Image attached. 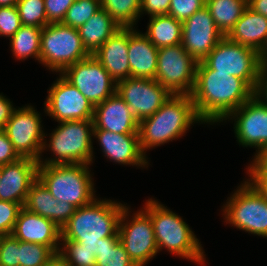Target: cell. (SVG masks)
Returning <instances> with one entry per match:
<instances>
[{
  "label": "cell",
  "instance_id": "cell-1",
  "mask_svg": "<svg viewBox=\"0 0 267 266\" xmlns=\"http://www.w3.org/2000/svg\"><path fill=\"white\" fill-rule=\"evenodd\" d=\"M253 96L254 90L244 80L215 72L203 60L197 62L191 98L202 123L225 120Z\"/></svg>",
  "mask_w": 267,
  "mask_h": 266
},
{
  "label": "cell",
  "instance_id": "cell-2",
  "mask_svg": "<svg viewBox=\"0 0 267 266\" xmlns=\"http://www.w3.org/2000/svg\"><path fill=\"white\" fill-rule=\"evenodd\" d=\"M125 205L112 200L94 199L76 208L74 214L61 228L62 241H78L82 247L100 251L102 238L119 237L118 226Z\"/></svg>",
  "mask_w": 267,
  "mask_h": 266
},
{
  "label": "cell",
  "instance_id": "cell-3",
  "mask_svg": "<svg viewBox=\"0 0 267 266\" xmlns=\"http://www.w3.org/2000/svg\"><path fill=\"white\" fill-rule=\"evenodd\" d=\"M199 118L191 95H171L153 115L139 122L140 147L146 149L182 137Z\"/></svg>",
  "mask_w": 267,
  "mask_h": 266
},
{
  "label": "cell",
  "instance_id": "cell-4",
  "mask_svg": "<svg viewBox=\"0 0 267 266\" xmlns=\"http://www.w3.org/2000/svg\"><path fill=\"white\" fill-rule=\"evenodd\" d=\"M145 212L150 216L158 251L166 248L172 254L203 264L204 252L199 240L184 220L156 200L149 199Z\"/></svg>",
  "mask_w": 267,
  "mask_h": 266
},
{
  "label": "cell",
  "instance_id": "cell-5",
  "mask_svg": "<svg viewBox=\"0 0 267 266\" xmlns=\"http://www.w3.org/2000/svg\"><path fill=\"white\" fill-rule=\"evenodd\" d=\"M88 169V164H39L38 179L58 201L79 208L96 199Z\"/></svg>",
  "mask_w": 267,
  "mask_h": 266
},
{
  "label": "cell",
  "instance_id": "cell-6",
  "mask_svg": "<svg viewBox=\"0 0 267 266\" xmlns=\"http://www.w3.org/2000/svg\"><path fill=\"white\" fill-rule=\"evenodd\" d=\"M51 133L48 148L55 158L38 161L39 164H88L93 161V120L60 122Z\"/></svg>",
  "mask_w": 267,
  "mask_h": 266
},
{
  "label": "cell",
  "instance_id": "cell-7",
  "mask_svg": "<svg viewBox=\"0 0 267 266\" xmlns=\"http://www.w3.org/2000/svg\"><path fill=\"white\" fill-rule=\"evenodd\" d=\"M89 56L78 29L62 23L48 24L42 28L40 63L49 70L61 74L67 67Z\"/></svg>",
  "mask_w": 267,
  "mask_h": 266
},
{
  "label": "cell",
  "instance_id": "cell-8",
  "mask_svg": "<svg viewBox=\"0 0 267 266\" xmlns=\"http://www.w3.org/2000/svg\"><path fill=\"white\" fill-rule=\"evenodd\" d=\"M203 61L215 72L238 77L255 90L262 63L254 49L224 36Z\"/></svg>",
  "mask_w": 267,
  "mask_h": 266
},
{
  "label": "cell",
  "instance_id": "cell-9",
  "mask_svg": "<svg viewBox=\"0 0 267 266\" xmlns=\"http://www.w3.org/2000/svg\"><path fill=\"white\" fill-rule=\"evenodd\" d=\"M224 206L227 223L240 230L267 237V200L248 183H242Z\"/></svg>",
  "mask_w": 267,
  "mask_h": 266
},
{
  "label": "cell",
  "instance_id": "cell-10",
  "mask_svg": "<svg viewBox=\"0 0 267 266\" xmlns=\"http://www.w3.org/2000/svg\"><path fill=\"white\" fill-rule=\"evenodd\" d=\"M197 61L179 44L158 49L155 80L172 95H191Z\"/></svg>",
  "mask_w": 267,
  "mask_h": 266
},
{
  "label": "cell",
  "instance_id": "cell-11",
  "mask_svg": "<svg viewBox=\"0 0 267 266\" xmlns=\"http://www.w3.org/2000/svg\"><path fill=\"white\" fill-rule=\"evenodd\" d=\"M32 106L14 109L3 131L21 158L41 161V153L47 149L40 114ZM46 148V149H45Z\"/></svg>",
  "mask_w": 267,
  "mask_h": 266
},
{
  "label": "cell",
  "instance_id": "cell-12",
  "mask_svg": "<svg viewBox=\"0 0 267 266\" xmlns=\"http://www.w3.org/2000/svg\"><path fill=\"white\" fill-rule=\"evenodd\" d=\"M61 75L94 106L116 93L117 83L93 55L67 67Z\"/></svg>",
  "mask_w": 267,
  "mask_h": 266
},
{
  "label": "cell",
  "instance_id": "cell-13",
  "mask_svg": "<svg viewBox=\"0 0 267 266\" xmlns=\"http://www.w3.org/2000/svg\"><path fill=\"white\" fill-rule=\"evenodd\" d=\"M128 207L125 206L119 220L118 234L130 259L136 266H144L159 251L155 240L153 224L150 216L143 210L126 220ZM125 220L127 222H125ZM125 222V223H124Z\"/></svg>",
  "mask_w": 267,
  "mask_h": 266
},
{
  "label": "cell",
  "instance_id": "cell-14",
  "mask_svg": "<svg viewBox=\"0 0 267 266\" xmlns=\"http://www.w3.org/2000/svg\"><path fill=\"white\" fill-rule=\"evenodd\" d=\"M116 93L138 122L153 115L172 95L155 79L134 77L118 81Z\"/></svg>",
  "mask_w": 267,
  "mask_h": 266
},
{
  "label": "cell",
  "instance_id": "cell-15",
  "mask_svg": "<svg viewBox=\"0 0 267 266\" xmlns=\"http://www.w3.org/2000/svg\"><path fill=\"white\" fill-rule=\"evenodd\" d=\"M45 112L57 122L93 120L95 106L62 75L48 90Z\"/></svg>",
  "mask_w": 267,
  "mask_h": 266
},
{
  "label": "cell",
  "instance_id": "cell-16",
  "mask_svg": "<svg viewBox=\"0 0 267 266\" xmlns=\"http://www.w3.org/2000/svg\"><path fill=\"white\" fill-rule=\"evenodd\" d=\"M223 37L206 6L182 22L181 45L197 62L202 61Z\"/></svg>",
  "mask_w": 267,
  "mask_h": 266
},
{
  "label": "cell",
  "instance_id": "cell-17",
  "mask_svg": "<svg viewBox=\"0 0 267 266\" xmlns=\"http://www.w3.org/2000/svg\"><path fill=\"white\" fill-rule=\"evenodd\" d=\"M229 118L235 119L234 132L240 145L258 147L257 154L267 149V106L255 96L233 111L225 120Z\"/></svg>",
  "mask_w": 267,
  "mask_h": 266
},
{
  "label": "cell",
  "instance_id": "cell-18",
  "mask_svg": "<svg viewBox=\"0 0 267 266\" xmlns=\"http://www.w3.org/2000/svg\"><path fill=\"white\" fill-rule=\"evenodd\" d=\"M38 161L20 158L1 166L0 200L24 206L31 185L38 179Z\"/></svg>",
  "mask_w": 267,
  "mask_h": 266
},
{
  "label": "cell",
  "instance_id": "cell-19",
  "mask_svg": "<svg viewBox=\"0 0 267 266\" xmlns=\"http://www.w3.org/2000/svg\"><path fill=\"white\" fill-rule=\"evenodd\" d=\"M93 136L98 138L103 153L110 161L132 166H147L148 161L146 154L141 150L138 133L120 134L102 129H93Z\"/></svg>",
  "mask_w": 267,
  "mask_h": 266
},
{
  "label": "cell",
  "instance_id": "cell-20",
  "mask_svg": "<svg viewBox=\"0 0 267 266\" xmlns=\"http://www.w3.org/2000/svg\"><path fill=\"white\" fill-rule=\"evenodd\" d=\"M12 235L19 241L46 245L56 254L61 245V229L53 221L24 207L18 214Z\"/></svg>",
  "mask_w": 267,
  "mask_h": 266
},
{
  "label": "cell",
  "instance_id": "cell-21",
  "mask_svg": "<svg viewBox=\"0 0 267 266\" xmlns=\"http://www.w3.org/2000/svg\"><path fill=\"white\" fill-rule=\"evenodd\" d=\"M93 123V129H102L120 134L138 133L139 122L117 93L95 105Z\"/></svg>",
  "mask_w": 267,
  "mask_h": 266
},
{
  "label": "cell",
  "instance_id": "cell-22",
  "mask_svg": "<svg viewBox=\"0 0 267 266\" xmlns=\"http://www.w3.org/2000/svg\"><path fill=\"white\" fill-rule=\"evenodd\" d=\"M128 46L129 27H121L93 55L116 83L130 77Z\"/></svg>",
  "mask_w": 267,
  "mask_h": 266
},
{
  "label": "cell",
  "instance_id": "cell-23",
  "mask_svg": "<svg viewBox=\"0 0 267 266\" xmlns=\"http://www.w3.org/2000/svg\"><path fill=\"white\" fill-rule=\"evenodd\" d=\"M23 207L31 213L53 221L60 229L76 210L72 204L54 198L39 179L31 185Z\"/></svg>",
  "mask_w": 267,
  "mask_h": 266
},
{
  "label": "cell",
  "instance_id": "cell-24",
  "mask_svg": "<svg viewBox=\"0 0 267 266\" xmlns=\"http://www.w3.org/2000/svg\"><path fill=\"white\" fill-rule=\"evenodd\" d=\"M128 59L130 77L155 79L158 64V48L133 27H129Z\"/></svg>",
  "mask_w": 267,
  "mask_h": 266
},
{
  "label": "cell",
  "instance_id": "cell-25",
  "mask_svg": "<svg viewBox=\"0 0 267 266\" xmlns=\"http://www.w3.org/2000/svg\"><path fill=\"white\" fill-rule=\"evenodd\" d=\"M226 37L259 53L267 39V17L247 7Z\"/></svg>",
  "mask_w": 267,
  "mask_h": 266
},
{
  "label": "cell",
  "instance_id": "cell-26",
  "mask_svg": "<svg viewBox=\"0 0 267 266\" xmlns=\"http://www.w3.org/2000/svg\"><path fill=\"white\" fill-rule=\"evenodd\" d=\"M119 28L118 23L101 8L78 31L84 48L90 55H94Z\"/></svg>",
  "mask_w": 267,
  "mask_h": 266
},
{
  "label": "cell",
  "instance_id": "cell-27",
  "mask_svg": "<svg viewBox=\"0 0 267 266\" xmlns=\"http://www.w3.org/2000/svg\"><path fill=\"white\" fill-rule=\"evenodd\" d=\"M147 29L144 34L158 49L181 44L182 22L170 15L150 17Z\"/></svg>",
  "mask_w": 267,
  "mask_h": 266
},
{
  "label": "cell",
  "instance_id": "cell-28",
  "mask_svg": "<svg viewBox=\"0 0 267 266\" xmlns=\"http://www.w3.org/2000/svg\"><path fill=\"white\" fill-rule=\"evenodd\" d=\"M214 23L226 36L248 7L247 0H205Z\"/></svg>",
  "mask_w": 267,
  "mask_h": 266
},
{
  "label": "cell",
  "instance_id": "cell-29",
  "mask_svg": "<svg viewBox=\"0 0 267 266\" xmlns=\"http://www.w3.org/2000/svg\"><path fill=\"white\" fill-rule=\"evenodd\" d=\"M42 28L21 26L10 38L11 50L17 59L24 60L34 57L40 62V43Z\"/></svg>",
  "mask_w": 267,
  "mask_h": 266
},
{
  "label": "cell",
  "instance_id": "cell-30",
  "mask_svg": "<svg viewBox=\"0 0 267 266\" xmlns=\"http://www.w3.org/2000/svg\"><path fill=\"white\" fill-rule=\"evenodd\" d=\"M104 9L120 27H133L141 15V0H100Z\"/></svg>",
  "mask_w": 267,
  "mask_h": 266
},
{
  "label": "cell",
  "instance_id": "cell-31",
  "mask_svg": "<svg viewBox=\"0 0 267 266\" xmlns=\"http://www.w3.org/2000/svg\"><path fill=\"white\" fill-rule=\"evenodd\" d=\"M96 266H136L130 259L119 237L102 238Z\"/></svg>",
  "mask_w": 267,
  "mask_h": 266
},
{
  "label": "cell",
  "instance_id": "cell-32",
  "mask_svg": "<svg viewBox=\"0 0 267 266\" xmlns=\"http://www.w3.org/2000/svg\"><path fill=\"white\" fill-rule=\"evenodd\" d=\"M100 9V0H75L68 8L62 24L78 29Z\"/></svg>",
  "mask_w": 267,
  "mask_h": 266
},
{
  "label": "cell",
  "instance_id": "cell-33",
  "mask_svg": "<svg viewBox=\"0 0 267 266\" xmlns=\"http://www.w3.org/2000/svg\"><path fill=\"white\" fill-rule=\"evenodd\" d=\"M23 26L48 25L44 0H19L16 5Z\"/></svg>",
  "mask_w": 267,
  "mask_h": 266
},
{
  "label": "cell",
  "instance_id": "cell-34",
  "mask_svg": "<svg viewBox=\"0 0 267 266\" xmlns=\"http://www.w3.org/2000/svg\"><path fill=\"white\" fill-rule=\"evenodd\" d=\"M55 254L46 245L19 241V266H42Z\"/></svg>",
  "mask_w": 267,
  "mask_h": 266
},
{
  "label": "cell",
  "instance_id": "cell-35",
  "mask_svg": "<svg viewBox=\"0 0 267 266\" xmlns=\"http://www.w3.org/2000/svg\"><path fill=\"white\" fill-rule=\"evenodd\" d=\"M64 247L58 254L65 260L68 266H96V258L93 251L82 247L78 241H63Z\"/></svg>",
  "mask_w": 267,
  "mask_h": 266
},
{
  "label": "cell",
  "instance_id": "cell-36",
  "mask_svg": "<svg viewBox=\"0 0 267 266\" xmlns=\"http://www.w3.org/2000/svg\"><path fill=\"white\" fill-rule=\"evenodd\" d=\"M21 204L0 200V235H11L20 210Z\"/></svg>",
  "mask_w": 267,
  "mask_h": 266
},
{
  "label": "cell",
  "instance_id": "cell-37",
  "mask_svg": "<svg viewBox=\"0 0 267 266\" xmlns=\"http://www.w3.org/2000/svg\"><path fill=\"white\" fill-rule=\"evenodd\" d=\"M205 6V0H171L168 15L184 22Z\"/></svg>",
  "mask_w": 267,
  "mask_h": 266
},
{
  "label": "cell",
  "instance_id": "cell-38",
  "mask_svg": "<svg viewBox=\"0 0 267 266\" xmlns=\"http://www.w3.org/2000/svg\"><path fill=\"white\" fill-rule=\"evenodd\" d=\"M0 266H19V240L12 234L2 236Z\"/></svg>",
  "mask_w": 267,
  "mask_h": 266
},
{
  "label": "cell",
  "instance_id": "cell-39",
  "mask_svg": "<svg viewBox=\"0 0 267 266\" xmlns=\"http://www.w3.org/2000/svg\"><path fill=\"white\" fill-rule=\"evenodd\" d=\"M21 26L16 6L0 7V36L11 38Z\"/></svg>",
  "mask_w": 267,
  "mask_h": 266
},
{
  "label": "cell",
  "instance_id": "cell-40",
  "mask_svg": "<svg viewBox=\"0 0 267 266\" xmlns=\"http://www.w3.org/2000/svg\"><path fill=\"white\" fill-rule=\"evenodd\" d=\"M75 0H44L48 24L62 23L68 8Z\"/></svg>",
  "mask_w": 267,
  "mask_h": 266
},
{
  "label": "cell",
  "instance_id": "cell-41",
  "mask_svg": "<svg viewBox=\"0 0 267 266\" xmlns=\"http://www.w3.org/2000/svg\"><path fill=\"white\" fill-rule=\"evenodd\" d=\"M21 157L3 130H0V166L16 162Z\"/></svg>",
  "mask_w": 267,
  "mask_h": 266
},
{
  "label": "cell",
  "instance_id": "cell-42",
  "mask_svg": "<svg viewBox=\"0 0 267 266\" xmlns=\"http://www.w3.org/2000/svg\"><path fill=\"white\" fill-rule=\"evenodd\" d=\"M171 0H141V14L148 13L150 17L168 15Z\"/></svg>",
  "mask_w": 267,
  "mask_h": 266
},
{
  "label": "cell",
  "instance_id": "cell-43",
  "mask_svg": "<svg viewBox=\"0 0 267 266\" xmlns=\"http://www.w3.org/2000/svg\"><path fill=\"white\" fill-rule=\"evenodd\" d=\"M254 96L262 104L267 106V64L262 65L260 69L259 78H258L256 87H255V90H254Z\"/></svg>",
  "mask_w": 267,
  "mask_h": 266
},
{
  "label": "cell",
  "instance_id": "cell-44",
  "mask_svg": "<svg viewBox=\"0 0 267 266\" xmlns=\"http://www.w3.org/2000/svg\"><path fill=\"white\" fill-rule=\"evenodd\" d=\"M253 163L248 167L249 174H267V149L255 154Z\"/></svg>",
  "mask_w": 267,
  "mask_h": 266
},
{
  "label": "cell",
  "instance_id": "cell-45",
  "mask_svg": "<svg viewBox=\"0 0 267 266\" xmlns=\"http://www.w3.org/2000/svg\"><path fill=\"white\" fill-rule=\"evenodd\" d=\"M249 184L257 191L265 200H267V174H249ZM252 181V182H251Z\"/></svg>",
  "mask_w": 267,
  "mask_h": 266
},
{
  "label": "cell",
  "instance_id": "cell-46",
  "mask_svg": "<svg viewBox=\"0 0 267 266\" xmlns=\"http://www.w3.org/2000/svg\"><path fill=\"white\" fill-rule=\"evenodd\" d=\"M12 106L13 105L10 100L0 94V130H3L7 121L11 118V115L15 109Z\"/></svg>",
  "mask_w": 267,
  "mask_h": 266
},
{
  "label": "cell",
  "instance_id": "cell-47",
  "mask_svg": "<svg viewBox=\"0 0 267 266\" xmlns=\"http://www.w3.org/2000/svg\"><path fill=\"white\" fill-rule=\"evenodd\" d=\"M247 6L252 11L267 17V0H247Z\"/></svg>",
  "mask_w": 267,
  "mask_h": 266
},
{
  "label": "cell",
  "instance_id": "cell-48",
  "mask_svg": "<svg viewBox=\"0 0 267 266\" xmlns=\"http://www.w3.org/2000/svg\"><path fill=\"white\" fill-rule=\"evenodd\" d=\"M42 266H68L65 260L57 253Z\"/></svg>",
  "mask_w": 267,
  "mask_h": 266
},
{
  "label": "cell",
  "instance_id": "cell-49",
  "mask_svg": "<svg viewBox=\"0 0 267 266\" xmlns=\"http://www.w3.org/2000/svg\"><path fill=\"white\" fill-rule=\"evenodd\" d=\"M259 59L262 65L267 64V39L261 51L259 52Z\"/></svg>",
  "mask_w": 267,
  "mask_h": 266
},
{
  "label": "cell",
  "instance_id": "cell-50",
  "mask_svg": "<svg viewBox=\"0 0 267 266\" xmlns=\"http://www.w3.org/2000/svg\"><path fill=\"white\" fill-rule=\"evenodd\" d=\"M19 0H0V7L16 6Z\"/></svg>",
  "mask_w": 267,
  "mask_h": 266
},
{
  "label": "cell",
  "instance_id": "cell-51",
  "mask_svg": "<svg viewBox=\"0 0 267 266\" xmlns=\"http://www.w3.org/2000/svg\"><path fill=\"white\" fill-rule=\"evenodd\" d=\"M1 175H2V174H1V166H0V184H1Z\"/></svg>",
  "mask_w": 267,
  "mask_h": 266
}]
</instances>
